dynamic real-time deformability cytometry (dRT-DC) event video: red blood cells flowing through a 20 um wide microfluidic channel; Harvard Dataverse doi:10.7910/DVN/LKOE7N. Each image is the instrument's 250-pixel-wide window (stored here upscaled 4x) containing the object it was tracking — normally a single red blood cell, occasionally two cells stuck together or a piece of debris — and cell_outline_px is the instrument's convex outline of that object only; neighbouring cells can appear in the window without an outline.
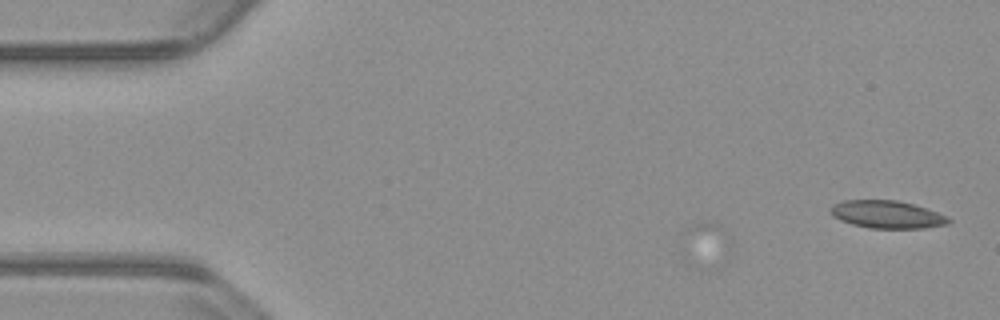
{"species": "common noctule bat (a hibernating species)", "species_latin": "Nyctalus noctula", "temperature_condition": "warm", "stored_images_in_passage": 2, "camera_frame_rate_fps": 3000, "um_per_image_px": 0.085, "animal": {"sex": "male", "body_mass_g": 23.1, "forearm_length_mm": 52.7}, "frame": {"image": 1, "passage_image": 2, "time_ms": 0.333, "image_size_px": [1000, 320], "cell_outline_px": [[952, 220], [948, 224], [924, 228], [868, 228], [852, 224], [840, 220], [832, 216], [828, 212], [828, 208], [832, 204], [844, 200], [896, 200], [912, 204], [948, 216]], "centroid_in_image_um": [75.34, 18.23], "position_along_channel_um": 9.7, "area_um2": 19.13}}